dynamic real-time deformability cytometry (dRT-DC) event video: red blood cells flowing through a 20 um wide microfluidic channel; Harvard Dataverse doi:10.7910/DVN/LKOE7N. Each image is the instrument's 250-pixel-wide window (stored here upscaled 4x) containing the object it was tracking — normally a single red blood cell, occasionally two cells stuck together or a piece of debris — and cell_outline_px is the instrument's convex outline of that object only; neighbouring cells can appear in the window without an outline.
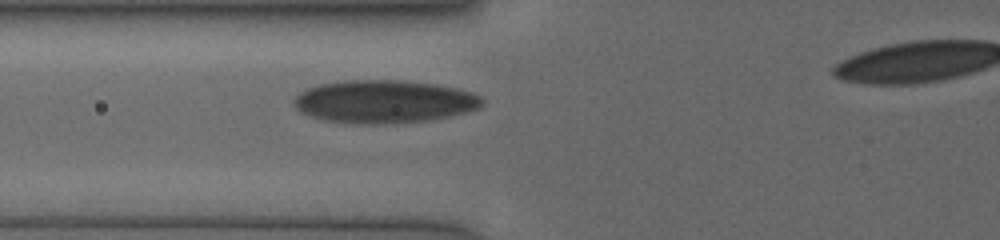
{"species": "human", "species_latin": "Homo sapiens", "temperature_condition": "cold", "stored_images_in_passage": 3, "camera_frame_rate_fps": 3000, "um_per_image_px": 0.085, "donor": {"sex": "female"}, "frame": {"image": 1, "passage_image": 2, "time_ms": 0.667, "image_size_px": [1000, 240], "cell_outline_px": [[484, 104], [476, 108], [464, 112], [448, 116], [424, 120], [372, 124], [324, 120], [300, 112], [296, 108], [296, 96], [300, 92], [308, 88], [320, 84], [344, 80], [404, 80], [436, 84], [456, 88], [472, 92], [480, 96], [484, 100]], "centroid_in_image_um": [32.66, 8.61], "position_along_channel_um": 93.1, "area_um2": 46.41}}